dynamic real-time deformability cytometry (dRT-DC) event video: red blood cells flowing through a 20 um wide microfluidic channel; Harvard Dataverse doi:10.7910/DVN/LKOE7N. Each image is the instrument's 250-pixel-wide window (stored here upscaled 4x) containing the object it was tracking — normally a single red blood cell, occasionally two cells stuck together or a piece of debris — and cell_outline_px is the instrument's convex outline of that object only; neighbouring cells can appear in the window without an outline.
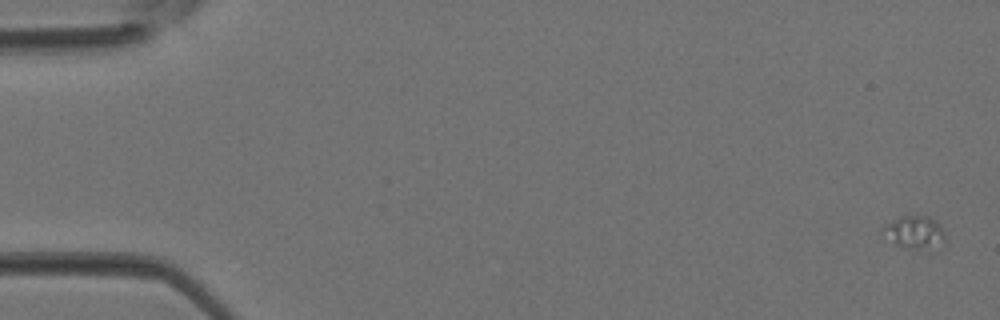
{"species": "Egyptian fruit bat (a non-hibernating species)", "species_latin": "Rousettus aegyptiacus", "temperature_condition": "room temperature", "stored_images_in_passage": 3, "camera_frame_rate_fps": 3000, "um_per_image_px": 0.085, "animal": {"sex": "female"}, "frame": {"image": 1, "passage_image": 1, "time_ms": 0.0, "image_size_px": [1000, 320], "cell_outline_px": [[944, 240], [932, 252], [928, 252], [900, 248], [880, 236], [880, 228], [884, 224], [900, 216], [928, 216], [940, 224], [944, 232]], "centroid_in_image_um": [77.66, 19.81], "position_along_channel_um": 7.3, "area_um2": 12.83}}